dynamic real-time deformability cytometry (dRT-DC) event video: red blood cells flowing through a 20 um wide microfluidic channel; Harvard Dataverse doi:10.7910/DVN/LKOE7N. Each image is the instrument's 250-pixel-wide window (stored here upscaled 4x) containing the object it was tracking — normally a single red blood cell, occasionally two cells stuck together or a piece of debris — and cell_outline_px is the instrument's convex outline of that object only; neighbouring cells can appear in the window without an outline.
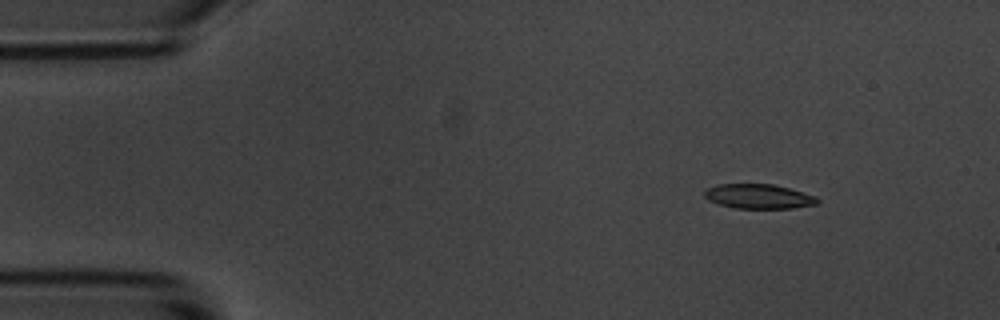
{"species": "common noctule bat (a hibernating species)", "species_latin": "Nyctalus noctula", "temperature_condition": "room temperature", "stored_images_in_passage": 7, "camera_frame_rate_fps": 3000, "um_per_image_px": 0.085, "animal": {"sex": "male", "body_mass_g": 20.1, "forearm_length_mm": 53.5}, "frame": {"image": 1, "passage_image": 2, "time_ms": 2.0, "image_size_px": [1000, 320], "cell_outline_px": [[820, 200], [816, 204], [792, 208], [736, 208], [720, 204], [708, 200], [704, 196], [704, 192], [708, 188], [716, 184], [772, 184], [788, 188], [816, 196]], "centroid_in_image_um": [64.47, 16.69], "position_along_channel_um": 20.5, "area_um2": 16.01}}
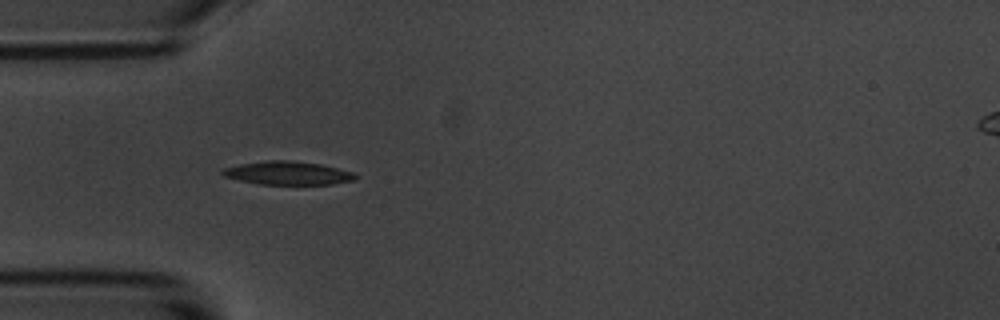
{"frame": {"image": 2, "passage_image": 5, "time_ms": 5.333, "image_size_px": [1000, 320], "cell_outline_px": [[356, 176], [352, 180], [332, 184], [260, 184], [240, 180], [224, 176], [220, 172], [224, 168], [240, 164], [268, 160], [292, 160], [320, 164], [352, 172]], "centroid_in_image_um": [24.42, 14.7], "position_along_channel_um": 60.6, "area_um2": 17.8}}
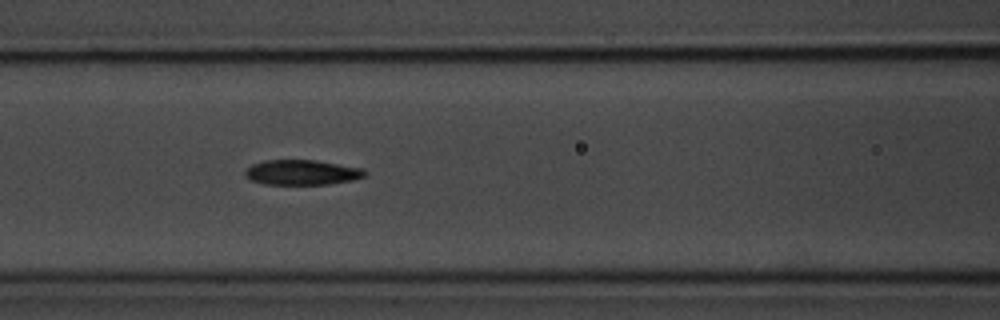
{"frame": {"image": 3, "passage_image": 7, "time_ms": 7.667, "image_size_px": [1000, 320], "cell_outline_px": [[368, 176], [352, 180], [328, 184], [264, 184], [252, 180], [244, 172], [252, 164], [264, 160], [316, 160], [364, 168], [368, 172]], "centroid_in_image_um": [25.74, 14.64], "position_along_channel_um": 140.9, "area_um2": 17.51}}